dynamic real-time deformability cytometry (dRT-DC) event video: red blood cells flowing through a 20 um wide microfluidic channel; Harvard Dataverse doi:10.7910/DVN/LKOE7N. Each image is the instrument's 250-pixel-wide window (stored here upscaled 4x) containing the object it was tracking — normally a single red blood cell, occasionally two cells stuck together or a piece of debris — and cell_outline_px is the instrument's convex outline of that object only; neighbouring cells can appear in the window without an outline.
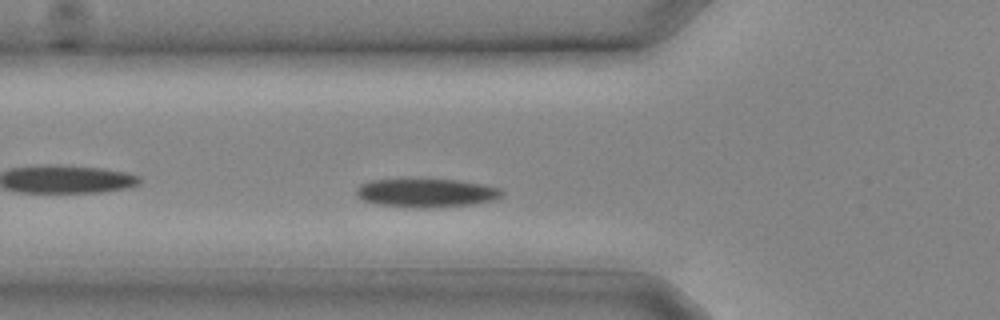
{"species": "common noctule bat (a hibernating species)", "species_latin": "Nyctalus noctula", "temperature_condition": "cold", "stored_images_in_passage": 7, "camera_frame_rate_fps": 3000, "um_per_image_px": 0.085, "animal": {"sex": "male", "body_mass_g": 20.4}, "frame": {"image": 1, "passage_image": 5, "time_ms": 1.333, "image_size_px": [1000, 320], "cell_outline_px": [[504, 196], [492, 200], [472, 204], [428, 208], [416, 208], [376, 204], [364, 200], [356, 196], [356, 188], [360, 184], [372, 180], [400, 176], [428, 176], [460, 180], [500, 188], [504, 192]], "centroid_in_image_um": [36.17, 16.33], "position_along_channel_um": 89.6, "area_um2": 25.78}}
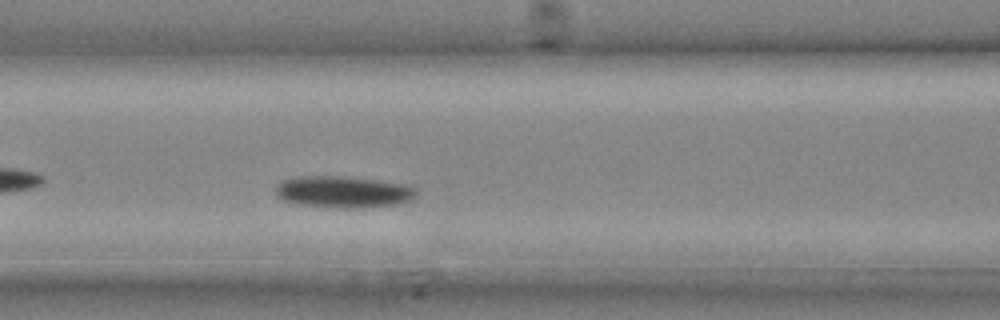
{"frame": {"image": 2, "passage_image": 7, "time_ms": 2.0, "image_size_px": [1000, 320], "cell_outline_px": [[416, 196], [412, 200], [400, 204], [364, 208], [340, 208], [296, 204], [284, 200], [276, 196], [276, 184], [284, 180], [296, 176], [344, 176], [376, 180], [404, 184], [412, 188], [416, 192]], "centroid_in_image_um": [29.16, 16.32], "position_along_channel_um": 137.4, "area_um2": 26.13}}